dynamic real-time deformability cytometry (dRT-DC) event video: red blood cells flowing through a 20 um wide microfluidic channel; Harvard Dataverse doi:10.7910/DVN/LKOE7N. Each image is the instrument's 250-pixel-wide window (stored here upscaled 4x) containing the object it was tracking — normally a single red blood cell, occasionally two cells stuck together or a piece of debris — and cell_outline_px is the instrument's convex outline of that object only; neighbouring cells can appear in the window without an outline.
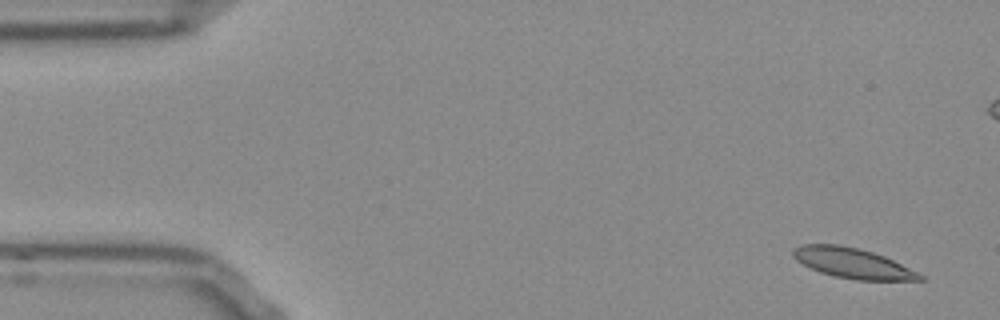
{"species": "Egyptian fruit bat (a non-hibernating species)", "species_latin": "Rousettus aegyptiacus", "temperature_condition": "room temperature", "stored_images_in_passage": 9, "camera_frame_rate_fps": 3000, "um_per_image_px": 0.085, "frame": {"image": 1, "passage_image": 1, "time_ms": 0.0, "image_size_px": [1000, 320], "cell_outline_px": [[924, 280], [856, 280], [836, 276], [820, 272], [796, 260], [792, 256], [792, 248], [804, 244], [836, 244], [856, 248], [872, 252], [884, 256], [924, 276]], "centroid_in_image_um": [72.43, 22.36], "position_along_channel_um": 12.6, "area_um2": 21.91}}